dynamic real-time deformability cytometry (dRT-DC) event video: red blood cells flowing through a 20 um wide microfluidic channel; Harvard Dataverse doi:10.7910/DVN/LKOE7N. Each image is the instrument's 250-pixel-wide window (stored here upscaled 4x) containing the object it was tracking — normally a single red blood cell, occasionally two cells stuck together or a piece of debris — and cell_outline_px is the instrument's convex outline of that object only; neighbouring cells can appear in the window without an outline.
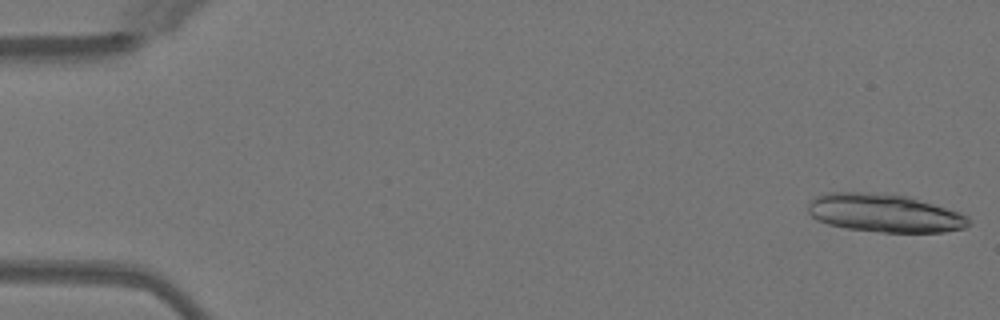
{"species": "Egyptian fruit bat (a non-hibernating species)", "species_latin": "Rousettus aegyptiacus", "temperature_condition": "warm", "stored_images_in_passage": 18, "camera_frame_rate_fps": 3000, "um_per_image_px": 0.085, "animal": {"sex": "female"}, "frame": {"image": 1, "passage_image": 1, "time_ms": 0.0, "image_size_px": [1000, 320], "cell_outline_px": [[968, 224], [964, 228], [944, 232], [880, 232], [844, 228], [828, 224], [816, 220], [808, 212], [808, 200], [824, 192], [868, 192], [908, 196], [960, 212], [968, 216]], "centroid_in_image_um": [75.12, 18.1], "position_along_channel_um": 9.9, "area_um2": 35.95}}